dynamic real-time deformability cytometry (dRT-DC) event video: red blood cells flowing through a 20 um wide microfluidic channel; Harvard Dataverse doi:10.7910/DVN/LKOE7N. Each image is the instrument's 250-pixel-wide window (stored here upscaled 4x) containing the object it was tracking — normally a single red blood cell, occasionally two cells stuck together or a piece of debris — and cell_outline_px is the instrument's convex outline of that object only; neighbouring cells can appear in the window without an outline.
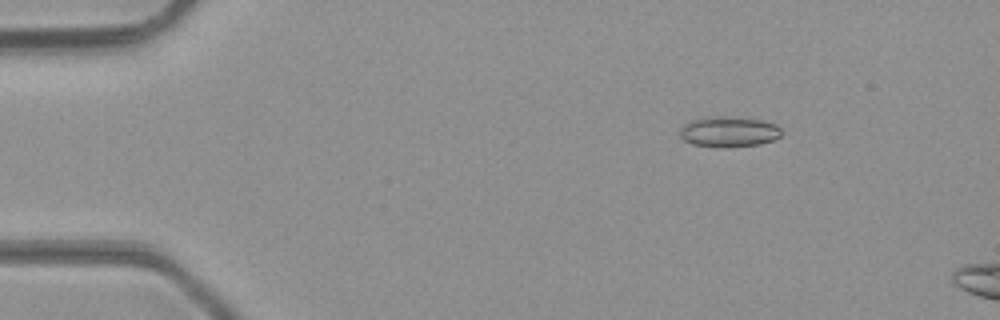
{"species": "common noctule bat (a hibernating species)", "species_latin": "Nyctalus noctula", "temperature_condition": "room temperature", "stored_images_in_passage": 6, "camera_frame_rate_fps": 3000, "um_per_image_px": 0.085, "animal": {"sex": "male", "body_mass_g": 23.1, "forearm_length_mm": 52.7}, "frame": {"image": 1, "passage_image": 1, "time_ms": 0.0, "image_size_px": [1000, 320], "cell_outline_px": [[784, 132], [780, 136], [772, 140], [760, 144], [692, 144], [684, 140], [680, 136], [680, 128], [688, 120], [704, 116], [724, 116], [764, 120], [776, 124]], "centroid_in_image_um": [61.95, 11.12], "position_along_channel_um": 23.0, "area_um2": 17.46}}